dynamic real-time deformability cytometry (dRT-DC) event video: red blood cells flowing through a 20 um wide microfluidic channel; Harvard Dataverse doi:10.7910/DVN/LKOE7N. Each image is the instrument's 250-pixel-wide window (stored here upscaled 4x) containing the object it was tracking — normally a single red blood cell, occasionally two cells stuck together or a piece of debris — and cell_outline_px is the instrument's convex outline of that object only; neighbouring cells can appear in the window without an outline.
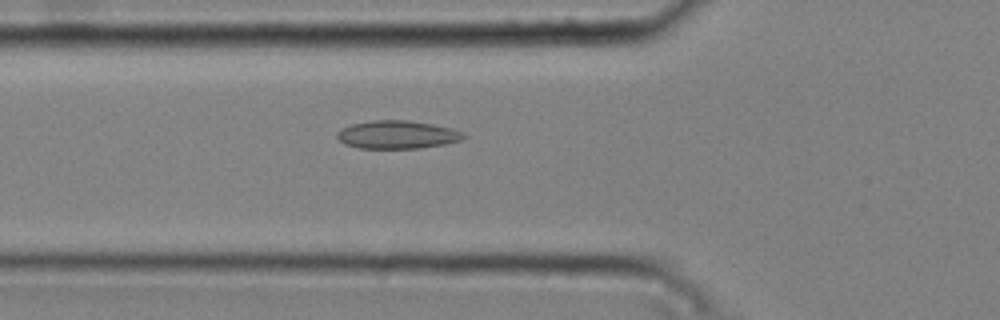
{"species": "common noctule bat (a hibernating species)", "species_latin": "Nyctalus noctula", "temperature_condition": "cold", "stored_images_in_passage": 47, "camera_frame_rate_fps": 3000, "um_per_image_px": 0.085, "animal": {"sex": "male", "body_mass_g": 20.4}, "frame": {"image": 1, "passage_image": 19, "time_ms": 6.0, "image_size_px": [1000, 320], "cell_outline_px": [[468, 136], [460, 140], [444, 144], [420, 148], [360, 148], [344, 144], [336, 136], [336, 132], [340, 128], [352, 124], [372, 120], [408, 120], [432, 124], [452, 128], [464, 132]], "centroid_in_image_um": [33.76, 11.44], "position_along_channel_um": 92.0, "area_um2": 20.81}}
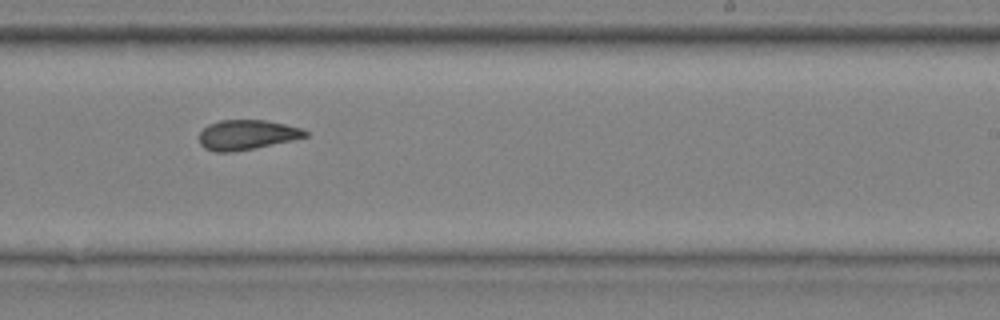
{"frame": {"image": 2, "passage_image": 33, "time_ms": 10.667, "image_size_px": [1000, 320], "cell_outline_px": [[308, 136], [292, 140], [256, 148], [232, 152], [216, 152], [204, 148], [200, 144], [200, 132], [208, 124], [220, 120], [264, 120], [304, 128], [308, 132]], "centroid_in_image_um": [20.99, 11.46], "position_along_channel_um": 268.0, "area_um2": 18.5}}
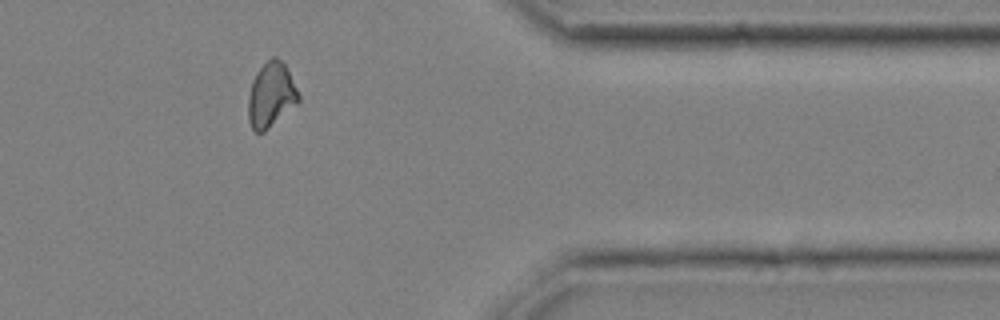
{"frame": {"image": 3, "passage_image": 44, "time_ms": 14.333, "image_size_px": [1000, 320], "cell_outline_px": [[300, 100], [296, 104], [264, 132], [256, 132], [252, 128], [248, 120], [248, 96], [252, 80], [256, 72], [272, 56], [276, 56], [288, 68], [300, 96]], "centroid_in_image_um": [23.03, 8.06], "position_along_channel_um": 388.4, "area_um2": 18.96}, "authors_computed_cell_mechanics": {"area_um2": 19.074, "velocity_mm_per_s": 3.7686, "shape_relaxation_time_tau1_ms": null, "shape_relaxation_time_tau2_ms": 2.2629, "deformation_change_tau1": null, "deformation_change_tau2": 0.0749}}